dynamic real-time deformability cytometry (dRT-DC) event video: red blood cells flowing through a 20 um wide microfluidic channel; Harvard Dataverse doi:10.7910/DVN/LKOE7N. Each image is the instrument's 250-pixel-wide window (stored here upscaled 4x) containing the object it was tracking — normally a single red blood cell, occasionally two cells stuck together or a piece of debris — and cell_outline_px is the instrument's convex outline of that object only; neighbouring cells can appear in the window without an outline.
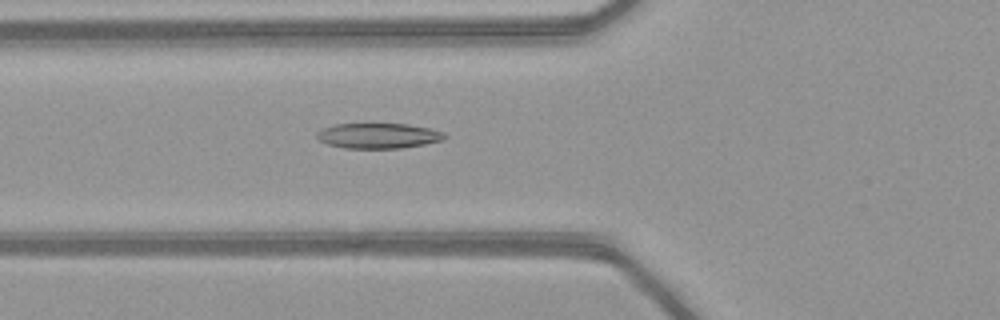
{"species": "common noctule bat (a hibernating species)", "species_latin": "Nyctalus noctula", "temperature_condition": "warm", "stored_images_in_passage": 39, "camera_frame_rate_fps": 3000, "um_per_image_px": 0.085, "animal": {"sex": "female", "body_mass_g": 21.9}, "frame": {"image": 1, "passage_image": 8, "time_ms": 2.333, "image_size_px": [1000, 320], "cell_outline_px": [[448, 136], [444, 140], [424, 144], [400, 148], [344, 148], [328, 144], [320, 140], [316, 136], [316, 132], [324, 128], [336, 124], [408, 124], [428, 128], [444, 132]], "centroid_in_image_um": [32.18, 11.54], "position_along_channel_um": 93.6, "area_um2": 18.73}}
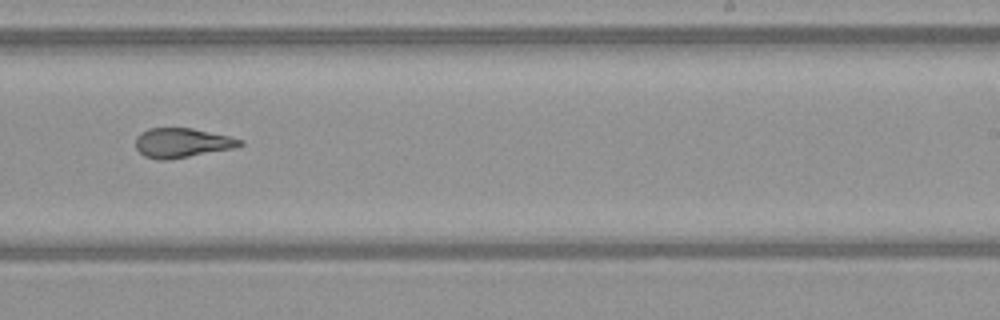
{"frame": {"image": 2, "passage_image": 21, "time_ms": 6.667, "image_size_px": [1000, 320], "cell_outline_px": [[244, 144], [236, 148], [168, 160], [156, 160], [144, 156], [136, 148], [136, 136], [140, 132], [148, 128], [192, 128], [228, 136], [244, 140]], "centroid_in_image_um": [15.47, 12.15], "position_along_channel_um": 273.5, "area_um2": 18.09}}
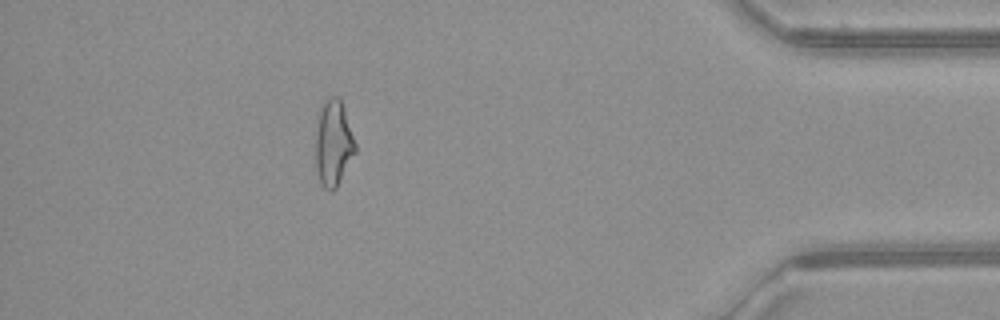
{"frame": {"image": 3, "passage_image": 34, "time_ms": 11.0, "image_size_px": [1000, 320], "cell_outline_px": [[356, 152], [336, 188], [332, 192], [324, 188], [320, 184], [316, 168], [316, 112], [320, 104], [328, 96], [340, 96], [356, 144]], "centroid_in_image_um": [28.31, 12.11], "position_along_channel_um": 406.9, "area_um2": 20.4}, "authors_computed_cell_mechanics": {"area_um2": 18.7272, "velocity_mm_per_s": 4.1289, "shape_relaxation_time_tau1_ms": null, "shape_relaxation_time_tau2_ms": 2.2017, "deformation_change_tau1": null, "deformation_change_tau2": 0.1093}}